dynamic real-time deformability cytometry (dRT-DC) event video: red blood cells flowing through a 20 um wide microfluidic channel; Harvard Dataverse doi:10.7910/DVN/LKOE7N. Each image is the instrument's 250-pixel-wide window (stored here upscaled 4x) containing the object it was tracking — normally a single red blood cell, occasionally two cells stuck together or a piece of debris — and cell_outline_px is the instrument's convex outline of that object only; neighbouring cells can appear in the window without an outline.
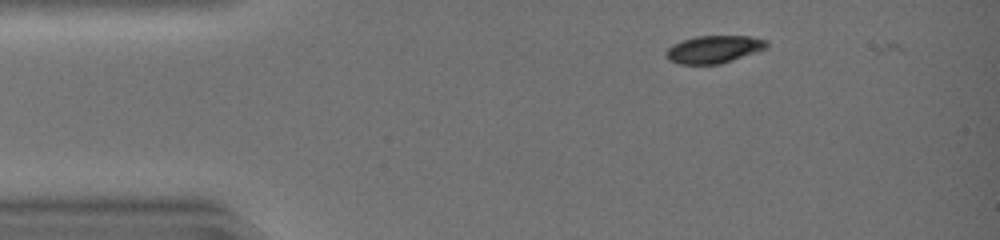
{"species": "common noctule bat (a hibernating species)", "species_latin": "Nyctalus noctula", "temperature_condition": "warm", "stored_images_in_passage": 5, "camera_frame_rate_fps": 3000, "um_per_image_px": 0.085, "animal": {"sex": "female", "body_mass_g": 19.0, "forearm_length_mm": 51.5}, "frame": {"image": 1, "passage_image": 3, "time_ms": 0.667, "image_size_px": [1000, 240], "cell_outline_px": [[768, 48], [720, 64], [680, 64], [668, 60], [664, 56], [664, 52], [672, 44], [696, 36], [748, 36], [768, 40]], "centroid_in_image_um": [60.66, 4.19], "position_along_channel_um": 24.3, "area_um2": 16.24}}